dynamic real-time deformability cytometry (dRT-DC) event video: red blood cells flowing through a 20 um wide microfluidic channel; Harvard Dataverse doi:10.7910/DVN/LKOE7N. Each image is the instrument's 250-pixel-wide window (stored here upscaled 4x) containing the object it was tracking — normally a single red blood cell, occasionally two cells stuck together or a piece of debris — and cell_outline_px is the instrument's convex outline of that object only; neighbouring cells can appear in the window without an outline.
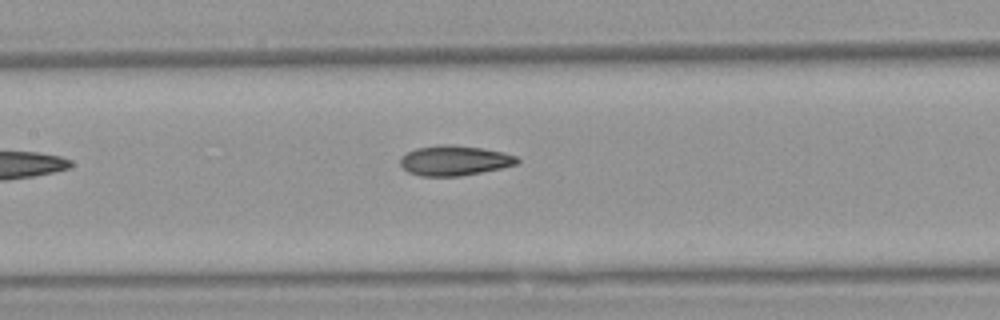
{"species": "Egyptian fruit bat (a non-hibernating species)", "species_latin": "Rousettus aegyptiacus", "temperature_condition": "warm", "stored_images_in_passage": 6, "camera_frame_rate_fps": 3000, "um_per_image_px": 0.085, "animal": {"sex": "female"}, "frame": {"image": 1, "passage_image": 6, "time_ms": 6.0, "image_size_px": [1000, 320], "cell_outline_px": [[520, 160], [516, 164], [500, 168], [460, 176], [420, 176], [408, 172], [400, 164], [400, 156], [416, 148], [440, 144], [452, 144], [480, 148], [504, 152], [516, 156]], "centroid_in_image_um": [38.6, 13.64], "position_along_channel_um": 168.8, "area_um2": 20.4}}